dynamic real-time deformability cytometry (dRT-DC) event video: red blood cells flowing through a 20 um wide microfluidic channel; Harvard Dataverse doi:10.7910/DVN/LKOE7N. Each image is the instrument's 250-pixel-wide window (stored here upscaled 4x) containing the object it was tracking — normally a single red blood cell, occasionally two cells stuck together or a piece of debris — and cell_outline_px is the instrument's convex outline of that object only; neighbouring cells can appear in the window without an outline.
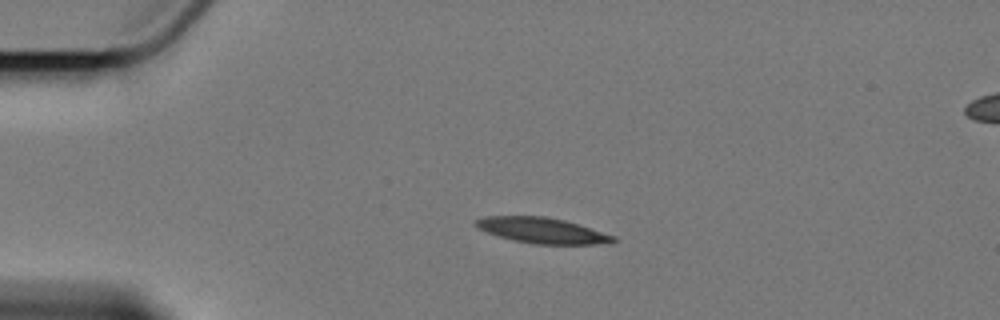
{"species": "Egyptian fruit bat (a non-hibernating species)", "species_latin": "Rousettus aegyptiacus", "temperature_condition": "cold", "stored_images_in_passage": 5, "segment_of_instrument_passage": [1, 2], "camera_frame_rate_fps": 3000, "um_per_image_px": 0.085, "animal": {"sex": "female"}, "frame": {"image": 1, "passage_image": 3, "time_ms": 3.333, "image_size_px": [1000, 320], "cell_outline_px": [[616, 240], [596, 244], [532, 244], [512, 240], [488, 232], [472, 224], [472, 220], [484, 216], [544, 216], [564, 220], [616, 236]], "centroid_in_image_um": [46.02, 19.58], "position_along_channel_um": 39.0, "area_um2": 20.35}}